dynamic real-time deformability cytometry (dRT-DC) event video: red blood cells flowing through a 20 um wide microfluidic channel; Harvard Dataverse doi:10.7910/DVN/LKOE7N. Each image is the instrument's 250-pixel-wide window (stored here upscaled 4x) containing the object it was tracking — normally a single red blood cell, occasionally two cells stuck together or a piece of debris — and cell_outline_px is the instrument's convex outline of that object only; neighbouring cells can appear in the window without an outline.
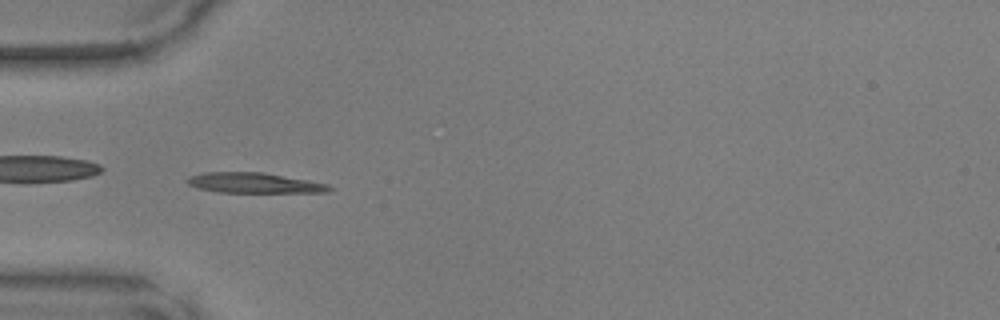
{"species": "common noctule bat (a hibernating species)", "species_latin": "Nyctalus noctula", "temperature_condition": "warm", "stored_images_in_passage": 22, "camera_frame_rate_fps": 3000, "um_per_image_px": 0.085, "animal": {"sex": "male", "body_mass_g": 17.9, "forearm_length_mm": 54.2}, "frame": {"image": 1, "passage_image": 1, "time_ms": 0.0, "image_size_px": [1000, 320], "cell_outline_px": [[332, 188], [328, 192], [216, 192], [200, 188], [188, 184], [184, 180], [188, 176], [204, 172], [264, 172], [308, 180], [328, 184]], "centroid_in_image_um": [21.57, 15.54], "position_along_channel_um": 63.4, "area_um2": 16.76}}